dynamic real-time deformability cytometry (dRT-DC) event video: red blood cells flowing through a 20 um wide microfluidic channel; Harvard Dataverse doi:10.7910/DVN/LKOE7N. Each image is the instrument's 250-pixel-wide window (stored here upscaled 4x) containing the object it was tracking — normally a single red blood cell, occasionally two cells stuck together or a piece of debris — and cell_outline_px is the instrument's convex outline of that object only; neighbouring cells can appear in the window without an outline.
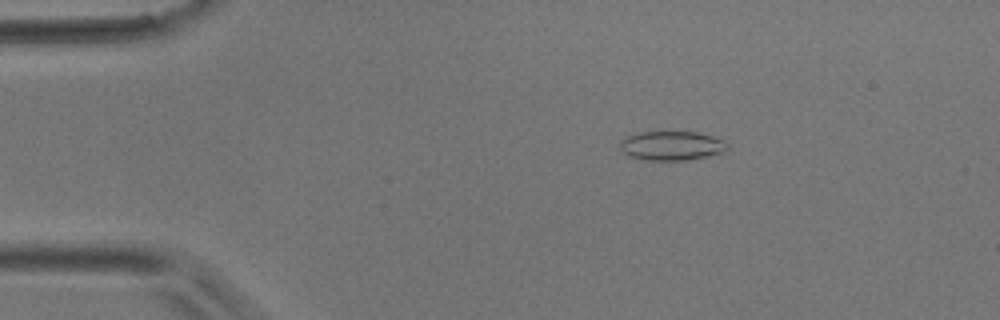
{"species": "common noctule bat (a hibernating species)", "species_latin": "Nyctalus noctula", "temperature_condition": "room temperature", "stored_images_in_passage": 5, "camera_frame_rate_fps": 3000, "um_per_image_px": 0.085, "animal": {"sex": "male", "body_mass_g": 17.9}, "frame": {"image": 1, "passage_image": 2, "time_ms": 0.333, "image_size_px": [1000, 320], "cell_outline_px": [[728, 148], [724, 152], [688, 160], [640, 160], [628, 156], [620, 148], [620, 140], [624, 136], [636, 132], [696, 132], [712, 136], [724, 140], [728, 144]], "centroid_in_image_um": [57.05, 12.38], "position_along_channel_um": 28.0, "area_um2": 18.5}}
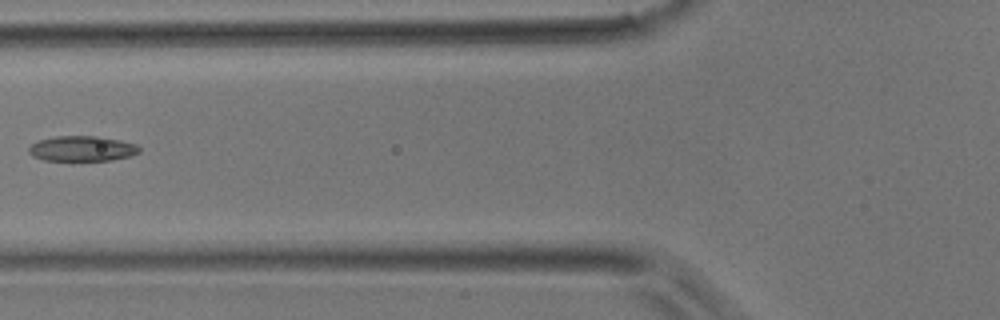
{"frame": {"image": 2, "passage_image": 5, "time_ms": 1.333, "image_size_px": [1000, 320], "cell_outline_px": [[140, 152], [132, 156], [112, 160], [44, 160], [32, 156], [28, 152], [28, 148], [32, 144], [40, 140], [56, 136], [96, 136], [120, 140], [136, 144], [140, 148]], "centroid_in_image_um": [7.0, 12.63], "position_along_channel_um": 118.8, "area_um2": 16.24}}